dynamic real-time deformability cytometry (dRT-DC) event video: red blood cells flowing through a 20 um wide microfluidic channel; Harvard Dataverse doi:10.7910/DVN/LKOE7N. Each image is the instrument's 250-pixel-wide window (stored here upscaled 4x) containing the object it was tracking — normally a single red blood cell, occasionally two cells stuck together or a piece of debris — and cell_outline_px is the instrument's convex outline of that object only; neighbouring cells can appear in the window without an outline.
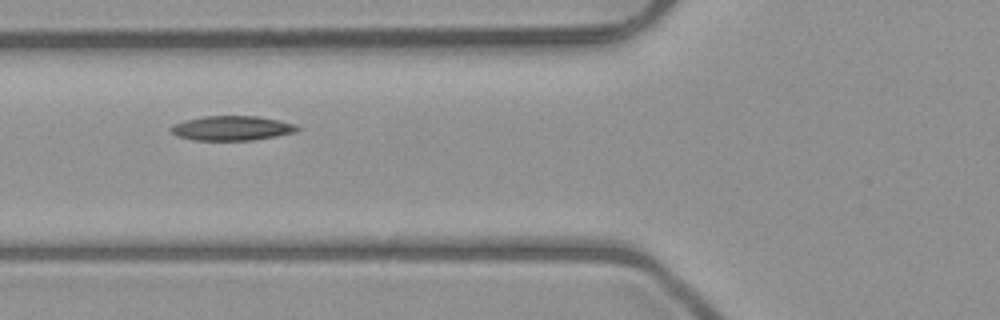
{"species": "common noctule bat (a hibernating species)", "species_latin": "Nyctalus noctula", "temperature_condition": "room temperature", "stored_images_in_passage": 8, "camera_frame_rate_fps": 3000, "um_per_image_px": 0.085, "animal": {"sex": "male", "body_mass_g": 23.1, "forearm_length_mm": 52.7}, "frame": {"image": 1, "passage_image": 4, "time_ms": 4.333, "image_size_px": [1000, 320], "cell_outline_px": [[300, 128], [296, 132], [276, 136], [252, 140], [192, 140], [180, 136], [172, 132], [168, 128], [172, 124], [184, 120], [204, 116], [256, 116], [280, 120], [296, 124]], "centroid_in_image_um": [19.71, 10.89], "position_along_channel_um": 106.1, "area_um2": 18.15}}
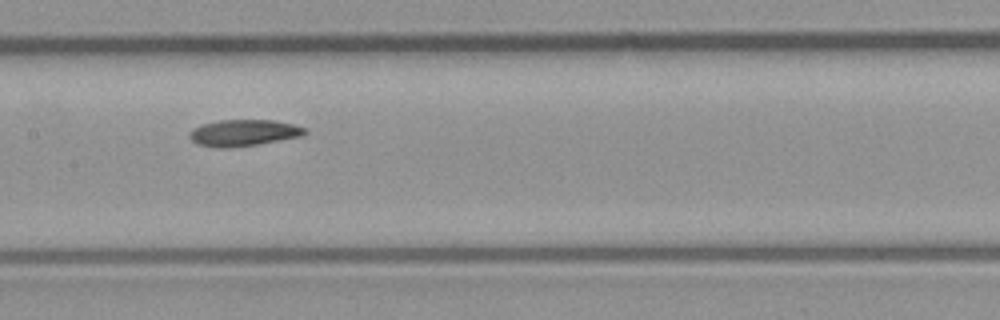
{"frame": {"image": 2, "passage_image": 6, "time_ms": 6.333, "image_size_px": [1000, 320], "cell_outline_px": [[308, 132], [300, 136], [256, 144], [228, 148], [220, 148], [200, 144], [192, 140], [188, 136], [188, 132], [200, 124], [220, 120], [276, 120], [308, 128]], "centroid_in_image_um": [20.7, 11.27], "position_along_channel_um": 186.7, "area_um2": 17.69}}
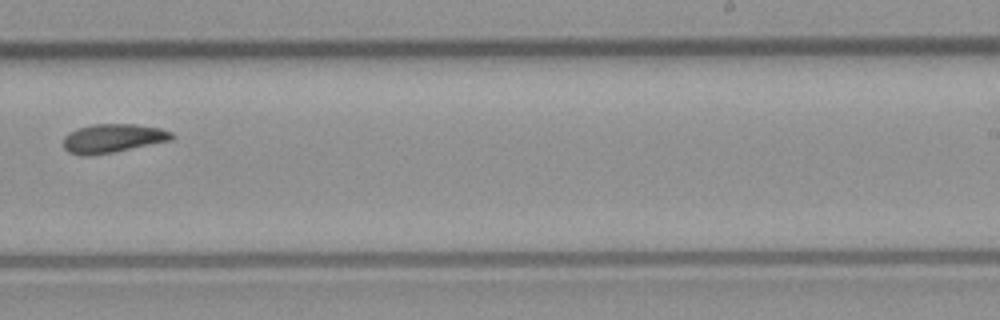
{"frame": {"image": 3, "passage_image": 8, "time_ms": 8.667, "image_size_px": [1000, 320], "cell_outline_px": [[172, 140], [112, 152], [68, 152], [64, 148], [64, 136], [68, 132], [76, 128], [92, 124], [136, 124], [160, 128], [172, 132]], "centroid_in_image_um": [9.63, 11.69], "position_along_channel_um": 279.4, "area_um2": 17.46}}